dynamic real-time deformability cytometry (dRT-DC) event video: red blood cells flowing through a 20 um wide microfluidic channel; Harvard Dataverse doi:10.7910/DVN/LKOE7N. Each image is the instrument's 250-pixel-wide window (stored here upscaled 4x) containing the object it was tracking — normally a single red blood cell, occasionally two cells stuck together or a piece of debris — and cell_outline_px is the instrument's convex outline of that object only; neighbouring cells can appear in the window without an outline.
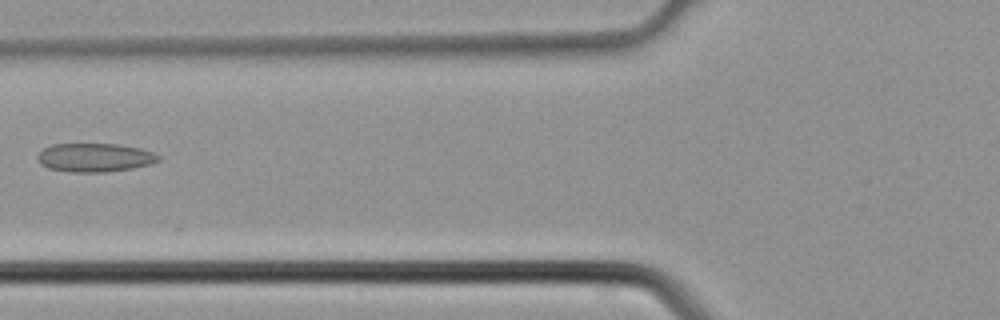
{"species": "common noctule bat (a hibernating species)", "species_latin": "Nyctalus noctula", "temperature_condition": "cold", "stored_images_in_passage": 5, "camera_frame_rate_fps": 3000, "um_per_image_px": 0.085, "animal": {"sex": "male", "body_mass_g": 21.5, "forearm_length_mm": 52.0}, "frame": {"image": 1, "passage_image": 5, "time_ms": 1.333, "image_size_px": [1000, 320], "cell_outline_px": [[160, 160], [152, 164], [132, 168], [108, 172], [68, 172], [48, 168], [40, 164], [36, 156], [44, 148], [52, 144], [120, 144], [140, 148], [152, 152], [160, 156]], "centroid_in_image_um": [8.06, 13.39], "position_along_channel_um": 117.7, "area_um2": 20.35}}